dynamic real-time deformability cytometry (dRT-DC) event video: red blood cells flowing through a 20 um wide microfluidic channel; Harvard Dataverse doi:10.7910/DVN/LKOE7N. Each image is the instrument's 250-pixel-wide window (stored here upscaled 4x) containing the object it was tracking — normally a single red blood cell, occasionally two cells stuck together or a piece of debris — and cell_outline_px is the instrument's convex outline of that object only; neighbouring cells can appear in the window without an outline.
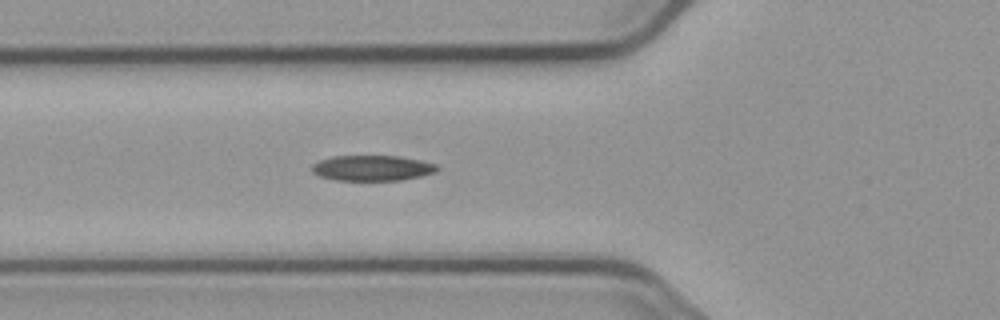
{"species": "common noctule bat (a hibernating species)", "species_latin": "Nyctalus noctula", "temperature_condition": "cold", "stored_images_in_passage": 4, "camera_frame_rate_fps": 3000, "um_per_image_px": 0.085, "animal": {"sex": "male", "body_mass_g": 23.1, "forearm_length_mm": 52.7}, "frame": {"image": 1, "passage_image": 4, "time_ms": 4.333, "image_size_px": [1000, 320], "cell_outline_px": [[440, 168], [436, 172], [420, 176], [400, 180], [336, 180], [320, 176], [312, 172], [312, 164], [320, 160], [332, 156], [400, 156], [420, 160], [436, 164]], "centroid_in_image_um": [31.65, 14.28], "position_along_channel_um": 94.2, "area_um2": 18.55}}